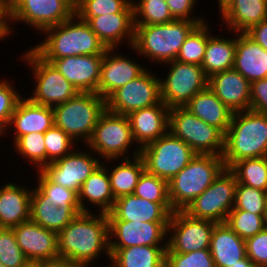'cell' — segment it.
Segmentation results:
<instances>
[{
    "instance_id": "obj_18",
    "label": "cell",
    "mask_w": 267,
    "mask_h": 267,
    "mask_svg": "<svg viewBox=\"0 0 267 267\" xmlns=\"http://www.w3.org/2000/svg\"><path fill=\"white\" fill-rule=\"evenodd\" d=\"M118 48H107L101 64L98 95L105 100L118 88L140 76L147 68ZM143 65V66H142Z\"/></svg>"
},
{
    "instance_id": "obj_42",
    "label": "cell",
    "mask_w": 267,
    "mask_h": 267,
    "mask_svg": "<svg viewBox=\"0 0 267 267\" xmlns=\"http://www.w3.org/2000/svg\"><path fill=\"white\" fill-rule=\"evenodd\" d=\"M134 195L153 203H170L168 181L146 170L139 177Z\"/></svg>"
},
{
    "instance_id": "obj_20",
    "label": "cell",
    "mask_w": 267,
    "mask_h": 267,
    "mask_svg": "<svg viewBox=\"0 0 267 267\" xmlns=\"http://www.w3.org/2000/svg\"><path fill=\"white\" fill-rule=\"evenodd\" d=\"M12 229L28 260L43 261L59 257L58 233L36 224L31 219Z\"/></svg>"
},
{
    "instance_id": "obj_56",
    "label": "cell",
    "mask_w": 267,
    "mask_h": 267,
    "mask_svg": "<svg viewBox=\"0 0 267 267\" xmlns=\"http://www.w3.org/2000/svg\"><path fill=\"white\" fill-rule=\"evenodd\" d=\"M234 0H217L218 2V7L220 11L219 15H221L230 5L231 3L233 2Z\"/></svg>"
},
{
    "instance_id": "obj_44",
    "label": "cell",
    "mask_w": 267,
    "mask_h": 267,
    "mask_svg": "<svg viewBox=\"0 0 267 267\" xmlns=\"http://www.w3.org/2000/svg\"><path fill=\"white\" fill-rule=\"evenodd\" d=\"M267 192L238 183L232 210H244L265 216Z\"/></svg>"
},
{
    "instance_id": "obj_10",
    "label": "cell",
    "mask_w": 267,
    "mask_h": 267,
    "mask_svg": "<svg viewBox=\"0 0 267 267\" xmlns=\"http://www.w3.org/2000/svg\"><path fill=\"white\" fill-rule=\"evenodd\" d=\"M196 153L169 131L140 149L148 173L171 180L194 158Z\"/></svg>"
},
{
    "instance_id": "obj_16",
    "label": "cell",
    "mask_w": 267,
    "mask_h": 267,
    "mask_svg": "<svg viewBox=\"0 0 267 267\" xmlns=\"http://www.w3.org/2000/svg\"><path fill=\"white\" fill-rule=\"evenodd\" d=\"M88 151L75 147L70 154L47 164L41 171L55 184L78 194L81 185L103 162L94 152Z\"/></svg>"
},
{
    "instance_id": "obj_57",
    "label": "cell",
    "mask_w": 267,
    "mask_h": 267,
    "mask_svg": "<svg viewBox=\"0 0 267 267\" xmlns=\"http://www.w3.org/2000/svg\"><path fill=\"white\" fill-rule=\"evenodd\" d=\"M21 267H43L42 261H33L28 260L24 265Z\"/></svg>"
},
{
    "instance_id": "obj_38",
    "label": "cell",
    "mask_w": 267,
    "mask_h": 267,
    "mask_svg": "<svg viewBox=\"0 0 267 267\" xmlns=\"http://www.w3.org/2000/svg\"><path fill=\"white\" fill-rule=\"evenodd\" d=\"M13 150L27 163H31L37 170H42L47 165V154L44 133H29L20 136L13 143Z\"/></svg>"
},
{
    "instance_id": "obj_30",
    "label": "cell",
    "mask_w": 267,
    "mask_h": 267,
    "mask_svg": "<svg viewBox=\"0 0 267 267\" xmlns=\"http://www.w3.org/2000/svg\"><path fill=\"white\" fill-rule=\"evenodd\" d=\"M209 250L215 267H231L247 256L245 240L226 223L214 225Z\"/></svg>"
},
{
    "instance_id": "obj_36",
    "label": "cell",
    "mask_w": 267,
    "mask_h": 267,
    "mask_svg": "<svg viewBox=\"0 0 267 267\" xmlns=\"http://www.w3.org/2000/svg\"><path fill=\"white\" fill-rule=\"evenodd\" d=\"M229 170L237 183L267 192V156L239 160Z\"/></svg>"
},
{
    "instance_id": "obj_22",
    "label": "cell",
    "mask_w": 267,
    "mask_h": 267,
    "mask_svg": "<svg viewBox=\"0 0 267 267\" xmlns=\"http://www.w3.org/2000/svg\"><path fill=\"white\" fill-rule=\"evenodd\" d=\"M208 88L232 113L250 110L251 83L234 69L208 78Z\"/></svg>"
},
{
    "instance_id": "obj_29",
    "label": "cell",
    "mask_w": 267,
    "mask_h": 267,
    "mask_svg": "<svg viewBox=\"0 0 267 267\" xmlns=\"http://www.w3.org/2000/svg\"><path fill=\"white\" fill-rule=\"evenodd\" d=\"M78 201L81 212H93L91 208H96V206L98 207V213L108 214L112 211L115 198L111 191L110 180L104 162L81 185Z\"/></svg>"
},
{
    "instance_id": "obj_51",
    "label": "cell",
    "mask_w": 267,
    "mask_h": 267,
    "mask_svg": "<svg viewBox=\"0 0 267 267\" xmlns=\"http://www.w3.org/2000/svg\"><path fill=\"white\" fill-rule=\"evenodd\" d=\"M250 110L267 114V78L251 83Z\"/></svg>"
},
{
    "instance_id": "obj_25",
    "label": "cell",
    "mask_w": 267,
    "mask_h": 267,
    "mask_svg": "<svg viewBox=\"0 0 267 267\" xmlns=\"http://www.w3.org/2000/svg\"><path fill=\"white\" fill-rule=\"evenodd\" d=\"M90 28L106 48H121L123 43L128 48L134 42V13H114L90 17Z\"/></svg>"
},
{
    "instance_id": "obj_37",
    "label": "cell",
    "mask_w": 267,
    "mask_h": 267,
    "mask_svg": "<svg viewBox=\"0 0 267 267\" xmlns=\"http://www.w3.org/2000/svg\"><path fill=\"white\" fill-rule=\"evenodd\" d=\"M209 24L207 20L189 33L176 57L177 61L201 66L208 37L212 34Z\"/></svg>"
},
{
    "instance_id": "obj_54",
    "label": "cell",
    "mask_w": 267,
    "mask_h": 267,
    "mask_svg": "<svg viewBox=\"0 0 267 267\" xmlns=\"http://www.w3.org/2000/svg\"><path fill=\"white\" fill-rule=\"evenodd\" d=\"M43 267H83L68 258L57 257L53 259L43 260Z\"/></svg>"
},
{
    "instance_id": "obj_45",
    "label": "cell",
    "mask_w": 267,
    "mask_h": 267,
    "mask_svg": "<svg viewBox=\"0 0 267 267\" xmlns=\"http://www.w3.org/2000/svg\"><path fill=\"white\" fill-rule=\"evenodd\" d=\"M47 164L52 163L74 150L77 143L55 125L44 133Z\"/></svg>"
},
{
    "instance_id": "obj_47",
    "label": "cell",
    "mask_w": 267,
    "mask_h": 267,
    "mask_svg": "<svg viewBox=\"0 0 267 267\" xmlns=\"http://www.w3.org/2000/svg\"><path fill=\"white\" fill-rule=\"evenodd\" d=\"M11 82L5 78L0 80V136L6 131L17 103L22 98L20 91Z\"/></svg>"
},
{
    "instance_id": "obj_53",
    "label": "cell",
    "mask_w": 267,
    "mask_h": 267,
    "mask_svg": "<svg viewBox=\"0 0 267 267\" xmlns=\"http://www.w3.org/2000/svg\"><path fill=\"white\" fill-rule=\"evenodd\" d=\"M246 34L267 51V19L253 26Z\"/></svg>"
},
{
    "instance_id": "obj_24",
    "label": "cell",
    "mask_w": 267,
    "mask_h": 267,
    "mask_svg": "<svg viewBox=\"0 0 267 267\" xmlns=\"http://www.w3.org/2000/svg\"><path fill=\"white\" fill-rule=\"evenodd\" d=\"M169 108L159 104L130 112L127 117L136 145L141 149L168 132Z\"/></svg>"
},
{
    "instance_id": "obj_40",
    "label": "cell",
    "mask_w": 267,
    "mask_h": 267,
    "mask_svg": "<svg viewBox=\"0 0 267 267\" xmlns=\"http://www.w3.org/2000/svg\"><path fill=\"white\" fill-rule=\"evenodd\" d=\"M132 3L134 25H158L175 20L165 0H132Z\"/></svg>"
},
{
    "instance_id": "obj_43",
    "label": "cell",
    "mask_w": 267,
    "mask_h": 267,
    "mask_svg": "<svg viewBox=\"0 0 267 267\" xmlns=\"http://www.w3.org/2000/svg\"><path fill=\"white\" fill-rule=\"evenodd\" d=\"M35 186L48 197V201L52 202L55 207L62 206H80L78 201V194L75 191L67 189L62 185L52 182L41 170H37Z\"/></svg>"
},
{
    "instance_id": "obj_34",
    "label": "cell",
    "mask_w": 267,
    "mask_h": 267,
    "mask_svg": "<svg viewBox=\"0 0 267 267\" xmlns=\"http://www.w3.org/2000/svg\"><path fill=\"white\" fill-rule=\"evenodd\" d=\"M167 246H131L110 249L107 267H165Z\"/></svg>"
},
{
    "instance_id": "obj_7",
    "label": "cell",
    "mask_w": 267,
    "mask_h": 267,
    "mask_svg": "<svg viewBox=\"0 0 267 267\" xmlns=\"http://www.w3.org/2000/svg\"><path fill=\"white\" fill-rule=\"evenodd\" d=\"M135 144L127 115L116 114L106 109L100 115L86 146L103 161L140 155V148ZM134 146L136 149H130ZM130 151L132 153L128 155Z\"/></svg>"
},
{
    "instance_id": "obj_55",
    "label": "cell",
    "mask_w": 267,
    "mask_h": 267,
    "mask_svg": "<svg viewBox=\"0 0 267 267\" xmlns=\"http://www.w3.org/2000/svg\"><path fill=\"white\" fill-rule=\"evenodd\" d=\"M231 267H256L251 260L246 256L244 259L237 261V264L232 265Z\"/></svg>"
},
{
    "instance_id": "obj_41",
    "label": "cell",
    "mask_w": 267,
    "mask_h": 267,
    "mask_svg": "<svg viewBox=\"0 0 267 267\" xmlns=\"http://www.w3.org/2000/svg\"><path fill=\"white\" fill-rule=\"evenodd\" d=\"M225 223L243 240L253 237L265 228L264 216L244 210H231Z\"/></svg>"
},
{
    "instance_id": "obj_1",
    "label": "cell",
    "mask_w": 267,
    "mask_h": 267,
    "mask_svg": "<svg viewBox=\"0 0 267 267\" xmlns=\"http://www.w3.org/2000/svg\"><path fill=\"white\" fill-rule=\"evenodd\" d=\"M58 255L83 267H96L94 263L103 255L110 261L107 214H93V212L77 214L58 233Z\"/></svg>"
},
{
    "instance_id": "obj_6",
    "label": "cell",
    "mask_w": 267,
    "mask_h": 267,
    "mask_svg": "<svg viewBox=\"0 0 267 267\" xmlns=\"http://www.w3.org/2000/svg\"><path fill=\"white\" fill-rule=\"evenodd\" d=\"M105 110L106 100L103 97L94 92H79L73 98L53 107L54 125L76 143L86 145Z\"/></svg>"
},
{
    "instance_id": "obj_2",
    "label": "cell",
    "mask_w": 267,
    "mask_h": 267,
    "mask_svg": "<svg viewBox=\"0 0 267 267\" xmlns=\"http://www.w3.org/2000/svg\"><path fill=\"white\" fill-rule=\"evenodd\" d=\"M42 34L45 39L31 48L50 63L54 59L76 55H104L107 50L88 23L76 14L58 25L44 29Z\"/></svg>"
},
{
    "instance_id": "obj_12",
    "label": "cell",
    "mask_w": 267,
    "mask_h": 267,
    "mask_svg": "<svg viewBox=\"0 0 267 267\" xmlns=\"http://www.w3.org/2000/svg\"><path fill=\"white\" fill-rule=\"evenodd\" d=\"M164 65L169 72L164 79L160 77L161 101L169 109L184 107L197 93L208 87V77L201 66L177 60L161 66Z\"/></svg>"
},
{
    "instance_id": "obj_4",
    "label": "cell",
    "mask_w": 267,
    "mask_h": 267,
    "mask_svg": "<svg viewBox=\"0 0 267 267\" xmlns=\"http://www.w3.org/2000/svg\"><path fill=\"white\" fill-rule=\"evenodd\" d=\"M197 25L194 21L178 19L158 25H134V42L129 49L150 63L171 62L176 60L186 37Z\"/></svg>"
},
{
    "instance_id": "obj_9",
    "label": "cell",
    "mask_w": 267,
    "mask_h": 267,
    "mask_svg": "<svg viewBox=\"0 0 267 267\" xmlns=\"http://www.w3.org/2000/svg\"><path fill=\"white\" fill-rule=\"evenodd\" d=\"M168 131L185 142L196 154L223 155L225 135L184 107L169 110Z\"/></svg>"
},
{
    "instance_id": "obj_26",
    "label": "cell",
    "mask_w": 267,
    "mask_h": 267,
    "mask_svg": "<svg viewBox=\"0 0 267 267\" xmlns=\"http://www.w3.org/2000/svg\"><path fill=\"white\" fill-rule=\"evenodd\" d=\"M18 184L13 181L0 187V228H13L30 220L32 188Z\"/></svg>"
},
{
    "instance_id": "obj_17",
    "label": "cell",
    "mask_w": 267,
    "mask_h": 267,
    "mask_svg": "<svg viewBox=\"0 0 267 267\" xmlns=\"http://www.w3.org/2000/svg\"><path fill=\"white\" fill-rule=\"evenodd\" d=\"M108 224L110 249L143 245L167 246L169 222L108 220Z\"/></svg>"
},
{
    "instance_id": "obj_15",
    "label": "cell",
    "mask_w": 267,
    "mask_h": 267,
    "mask_svg": "<svg viewBox=\"0 0 267 267\" xmlns=\"http://www.w3.org/2000/svg\"><path fill=\"white\" fill-rule=\"evenodd\" d=\"M216 222L194 218L184 210L174 211L168 224L166 252L189 253L209 249Z\"/></svg>"
},
{
    "instance_id": "obj_19",
    "label": "cell",
    "mask_w": 267,
    "mask_h": 267,
    "mask_svg": "<svg viewBox=\"0 0 267 267\" xmlns=\"http://www.w3.org/2000/svg\"><path fill=\"white\" fill-rule=\"evenodd\" d=\"M102 60L103 55H76L51 63L79 92L98 94Z\"/></svg>"
},
{
    "instance_id": "obj_3",
    "label": "cell",
    "mask_w": 267,
    "mask_h": 267,
    "mask_svg": "<svg viewBox=\"0 0 267 267\" xmlns=\"http://www.w3.org/2000/svg\"><path fill=\"white\" fill-rule=\"evenodd\" d=\"M266 156L267 114L253 110L233 113L224 137L225 168L242 159Z\"/></svg>"
},
{
    "instance_id": "obj_33",
    "label": "cell",
    "mask_w": 267,
    "mask_h": 267,
    "mask_svg": "<svg viewBox=\"0 0 267 267\" xmlns=\"http://www.w3.org/2000/svg\"><path fill=\"white\" fill-rule=\"evenodd\" d=\"M122 160L124 161L122 162ZM103 162H105V168L107 169L110 180L111 191L115 200L125 195L134 194L139 177L145 170L142 157L138 155L124 159H107L103 160ZM111 162L117 164L113 166L110 165Z\"/></svg>"
},
{
    "instance_id": "obj_49",
    "label": "cell",
    "mask_w": 267,
    "mask_h": 267,
    "mask_svg": "<svg viewBox=\"0 0 267 267\" xmlns=\"http://www.w3.org/2000/svg\"><path fill=\"white\" fill-rule=\"evenodd\" d=\"M246 255L256 267H267V228L245 240Z\"/></svg>"
},
{
    "instance_id": "obj_8",
    "label": "cell",
    "mask_w": 267,
    "mask_h": 267,
    "mask_svg": "<svg viewBox=\"0 0 267 267\" xmlns=\"http://www.w3.org/2000/svg\"><path fill=\"white\" fill-rule=\"evenodd\" d=\"M20 56L33 74L34 89L27 96L32 102L55 107L76 96L79 91L68 82L52 63L41 58L31 47Z\"/></svg>"
},
{
    "instance_id": "obj_31",
    "label": "cell",
    "mask_w": 267,
    "mask_h": 267,
    "mask_svg": "<svg viewBox=\"0 0 267 267\" xmlns=\"http://www.w3.org/2000/svg\"><path fill=\"white\" fill-rule=\"evenodd\" d=\"M219 16L229 33H246L267 19V0H234Z\"/></svg>"
},
{
    "instance_id": "obj_35",
    "label": "cell",
    "mask_w": 267,
    "mask_h": 267,
    "mask_svg": "<svg viewBox=\"0 0 267 267\" xmlns=\"http://www.w3.org/2000/svg\"><path fill=\"white\" fill-rule=\"evenodd\" d=\"M234 36L225 38L219 34L214 36L211 34L208 37L203 61L201 67L205 75L209 78L211 75L233 69L237 33L231 32ZM220 37V38H219Z\"/></svg>"
},
{
    "instance_id": "obj_52",
    "label": "cell",
    "mask_w": 267,
    "mask_h": 267,
    "mask_svg": "<svg viewBox=\"0 0 267 267\" xmlns=\"http://www.w3.org/2000/svg\"><path fill=\"white\" fill-rule=\"evenodd\" d=\"M9 22V0H0V41L11 35Z\"/></svg>"
},
{
    "instance_id": "obj_46",
    "label": "cell",
    "mask_w": 267,
    "mask_h": 267,
    "mask_svg": "<svg viewBox=\"0 0 267 267\" xmlns=\"http://www.w3.org/2000/svg\"><path fill=\"white\" fill-rule=\"evenodd\" d=\"M28 259L19 247L12 228H0V262L5 267H21Z\"/></svg>"
},
{
    "instance_id": "obj_23",
    "label": "cell",
    "mask_w": 267,
    "mask_h": 267,
    "mask_svg": "<svg viewBox=\"0 0 267 267\" xmlns=\"http://www.w3.org/2000/svg\"><path fill=\"white\" fill-rule=\"evenodd\" d=\"M173 212L171 203H153L132 194L116 199L107 218L137 222H169Z\"/></svg>"
},
{
    "instance_id": "obj_21",
    "label": "cell",
    "mask_w": 267,
    "mask_h": 267,
    "mask_svg": "<svg viewBox=\"0 0 267 267\" xmlns=\"http://www.w3.org/2000/svg\"><path fill=\"white\" fill-rule=\"evenodd\" d=\"M23 96L17 103L6 131L0 136L2 138L8 133L13 134L12 143L22 135L45 133L54 126L53 107L34 103L28 97L25 98V95ZM11 129L13 133H10Z\"/></svg>"
},
{
    "instance_id": "obj_11",
    "label": "cell",
    "mask_w": 267,
    "mask_h": 267,
    "mask_svg": "<svg viewBox=\"0 0 267 267\" xmlns=\"http://www.w3.org/2000/svg\"><path fill=\"white\" fill-rule=\"evenodd\" d=\"M74 14L75 0H9L12 35L16 23H24L41 33L46 28L68 20Z\"/></svg>"
},
{
    "instance_id": "obj_14",
    "label": "cell",
    "mask_w": 267,
    "mask_h": 267,
    "mask_svg": "<svg viewBox=\"0 0 267 267\" xmlns=\"http://www.w3.org/2000/svg\"><path fill=\"white\" fill-rule=\"evenodd\" d=\"M146 69L140 76L115 90L106 99L110 112L128 115L130 112L161 102L160 76Z\"/></svg>"
},
{
    "instance_id": "obj_5",
    "label": "cell",
    "mask_w": 267,
    "mask_h": 267,
    "mask_svg": "<svg viewBox=\"0 0 267 267\" xmlns=\"http://www.w3.org/2000/svg\"><path fill=\"white\" fill-rule=\"evenodd\" d=\"M224 169L222 156L196 154L188 165L168 181L173 211L184 210Z\"/></svg>"
},
{
    "instance_id": "obj_39",
    "label": "cell",
    "mask_w": 267,
    "mask_h": 267,
    "mask_svg": "<svg viewBox=\"0 0 267 267\" xmlns=\"http://www.w3.org/2000/svg\"><path fill=\"white\" fill-rule=\"evenodd\" d=\"M111 13H134L132 0H75V14L83 21Z\"/></svg>"
},
{
    "instance_id": "obj_27",
    "label": "cell",
    "mask_w": 267,
    "mask_h": 267,
    "mask_svg": "<svg viewBox=\"0 0 267 267\" xmlns=\"http://www.w3.org/2000/svg\"><path fill=\"white\" fill-rule=\"evenodd\" d=\"M79 213L80 206L55 207L36 186L32 188L30 219L36 224L59 233Z\"/></svg>"
},
{
    "instance_id": "obj_13",
    "label": "cell",
    "mask_w": 267,
    "mask_h": 267,
    "mask_svg": "<svg viewBox=\"0 0 267 267\" xmlns=\"http://www.w3.org/2000/svg\"><path fill=\"white\" fill-rule=\"evenodd\" d=\"M237 184L235 175L225 168L184 211L194 218L225 223L229 212L234 207Z\"/></svg>"
},
{
    "instance_id": "obj_28",
    "label": "cell",
    "mask_w": 267,
    "mask_h": 267,
    "mask_svg": "<svg viewBox=\"0 0 267 267\" xmlns=\"http://www.w3.org/2000/svg\"><path fill=\"white\" fill-rule=\"evenodd\" d=\"M233 69L250 83L267 78V51L246 33H237Z\"/></svg>"
},
{
    "instance_id": "obj_58",
    "label": "cell",
    "mask_w": 267,
    "mask_h": 267,
    "mask_svg": "<svg viewBox=\"0 0 267 267\" xmlns=\"http://www.w3.org/2000/svg\"><path fill=\"white\" fill-rule=\"evenodd\" d=\"M264 220H265V227L267 228V208H266V211H265Z\"/></svg>"
},
{
    "instance_id": "obj_48",
    "label": "cell",
    "mask_w": 267,
    "mask_h": 267,
    "mask_svg": "<svg viewBox=\"0 0 267 267\" xmlns=\"http://www.w3.org/2000/svg\"><path fill=\"white\" fill-rule=\"evenodd\" d=\"M165 267H215L209 249L189 253L166 252Z\"/></svg>"
},
{
    "instance_id": "obj_32",
    "label": "cell",
    "mask_w": 267,
    "mask_h": 267,
    "mask_svg": "<svg viewBox=\"0 0 267 267\" xmlns=\"http://www.w3.org/2000/svg\"><path fill=\"white\" fill-rule=\"evenodd\" d=\"M184 108L226 134L233 113L208 87L197 93Z\"/></svg>"
},
{
    "instance_id": "obj_50",
    "label": "cell",
    "mask_w": 267,
    "mask_h": 267,
    "mask_svg": "<svg viewBox=\"0 0 267 267\" xmlns=\"http://www.w3.org/2000/svg\"><path fill=\"white\" fill-rule=\"evenodd\" d=\"M174 19L194 21L198 25L206 22L207 17L195 16L193 13L198 0H165ZM194 15V16H193Z\"/></svg>"
}]
</instances>
